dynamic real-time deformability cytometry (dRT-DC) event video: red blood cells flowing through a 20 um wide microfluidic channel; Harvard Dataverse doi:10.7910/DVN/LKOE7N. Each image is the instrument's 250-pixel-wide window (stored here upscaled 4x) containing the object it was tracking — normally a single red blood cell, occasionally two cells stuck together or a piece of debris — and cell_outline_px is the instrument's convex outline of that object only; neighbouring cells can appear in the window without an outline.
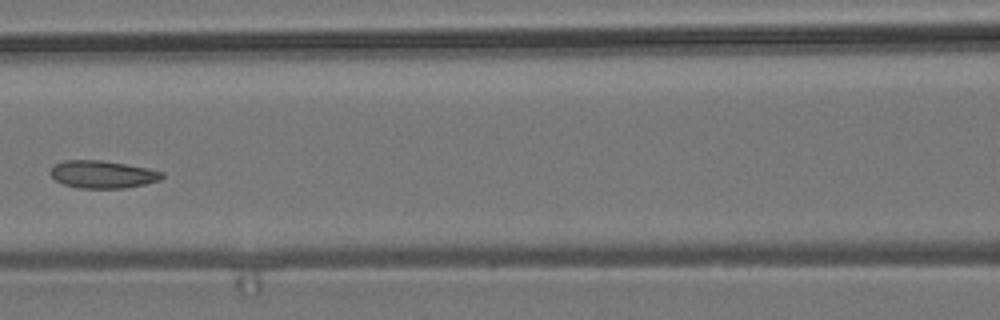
{"species": "common noctule bat (a hibernating species)", "species_latin": "Nyctalus noctula", "temperature_condition": "room temperature", "stored_images_in_passage": 8, "camera_frame_rate_fps": 3000, "um_per_image_px": 0.085, "animal": {"sex": "male", "body_mass_g": 19.2, "forearm_length_mm": 51.8}, "frame": {"image": 1, "passage_image": 7, "time_ms": 7.333, "image_size_px": [1000, 320], "cell_outline_px": [[164, 176], [160, 180], [144, 184], [124, 188], [80, 188], [64, 184], [56, 180], [48, 172], [52, 164], [64, 160], [100, 160], [148, 168], [164, 172]], "centroid_in_image_um": [8.69, 14.81], "position_along_channel_um": 157.9, "area_um2": 17.98}}
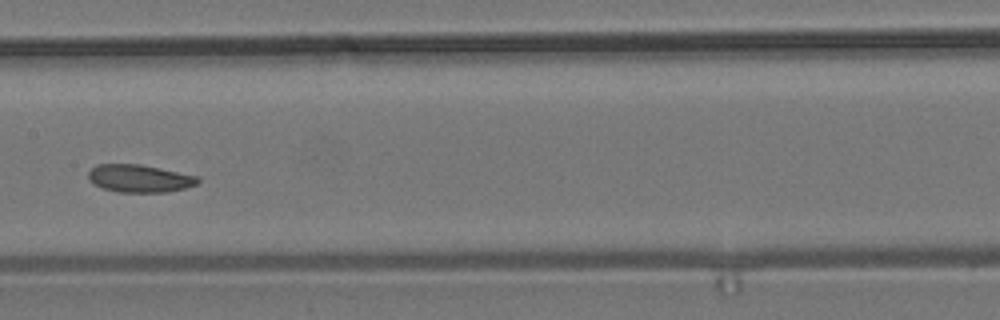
{"frame": {"image": 2, "passage_image": 8, "time_ms": 8.333, "image_size_px": [1000, 320], "cell_outline_px": [[200, 180], [196, 184], [184, 188], [168, 192], [116, 192], [104, 188], [88, 180], [88, 172], [96, 164], [140, 164], [200, 176]], "centroid_in_image_um": [11.87, 15.16], "position_along_channel_um": 195.5, "area_um2": 17.69}}